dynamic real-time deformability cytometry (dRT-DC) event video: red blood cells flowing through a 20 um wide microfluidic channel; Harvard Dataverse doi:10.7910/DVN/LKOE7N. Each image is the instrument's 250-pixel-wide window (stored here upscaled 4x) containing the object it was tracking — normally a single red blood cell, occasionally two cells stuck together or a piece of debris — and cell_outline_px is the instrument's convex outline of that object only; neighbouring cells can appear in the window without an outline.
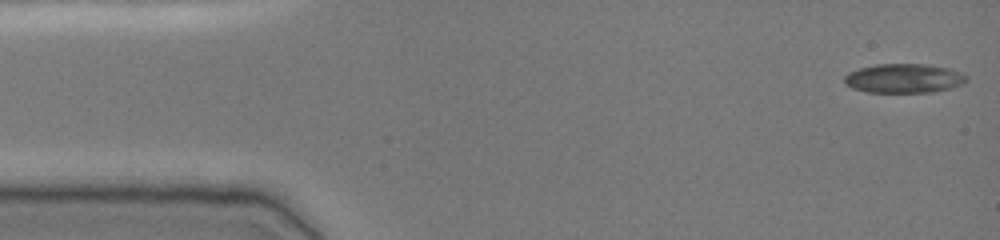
{"species": "common noctule bat (a hibernating species)", "species_latin": "Nyctalus noctula", "temperature_condition": "cold", "stored_images_in_passage": 49, "camera_frame_rate_fps": 3000, "um_per_image_px": 0.085, "animal": {"sex": "female", "body_mass_g": 19.0, "forearm_length_mm": 51.5}, "frame": {"image": 1, "passage_image": 1, "time_ms": 0.0, "image_size_px": [1000, 240], "cell_outline_px": [[968, 80], [952, 88], [932, 92], [868, 92], [852, 88], [844, 84], [844, 76], [848, 72], [860, 68], [876, 64], [924, 64], [948, 68], [960, 72], [968, 76]], "centroid_in_image_um": [76.82, 6.66], "position_along_channel_um": 8.2, "area_um2": 20.81}}
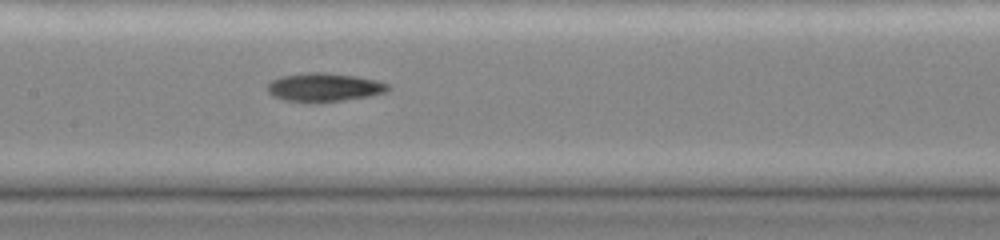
{"frame": {"image": 2, "passage_image": 23, "time_ms": 7.333, "image_size_px": [1000, 240], "cell_outline_px": [[392, 88], [388, 92], [368, 96], [320, 104], [284, 100], [272, 96], [268, 92], [268, 84], [272, 80], [280, 76], [308, 72], [324, 72], [356, 76], [376, 80], [388, 84]], "centroid_in_image_um": [27.56, 7.44], "position_along_channel_um": 179.8, "area_um2": 20.46}}
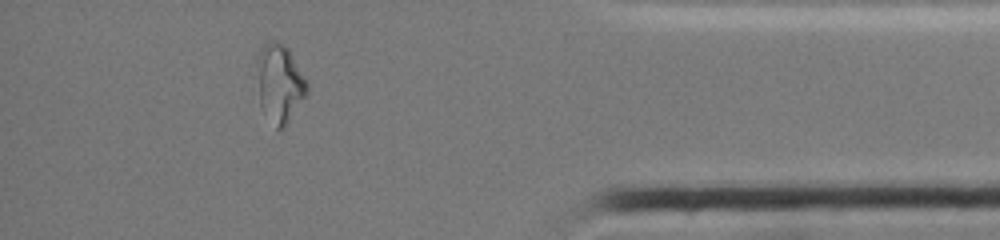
{"frame": {"image": 3, "passage_image": 43, "time_ms": 14.0, "image_size_px": [1000, 240], "cell_outline_px": [[308, 92], [284, 128], [276, 132], [260, 104], [256, 60], [260, 48], [264, 44], [272, 40], [276, 40], [284, 44], [288, 48], [308, 80]], "centroid_in_image_um": [23.78, 7.07], "position_along_channel_um": 411.4, "area_um2": 23.12}, "authors_computed_cell_mechanics": {"area_um2": 20.519, "velocity_mm_per_s": 3.8393, "shape_relaxation_time_tau1_ms": null, "shape_relaxation_time_tau2_ms": 6.167, "deformation_change_tau1": null, "deformation_change_tau2": 0.1205}}